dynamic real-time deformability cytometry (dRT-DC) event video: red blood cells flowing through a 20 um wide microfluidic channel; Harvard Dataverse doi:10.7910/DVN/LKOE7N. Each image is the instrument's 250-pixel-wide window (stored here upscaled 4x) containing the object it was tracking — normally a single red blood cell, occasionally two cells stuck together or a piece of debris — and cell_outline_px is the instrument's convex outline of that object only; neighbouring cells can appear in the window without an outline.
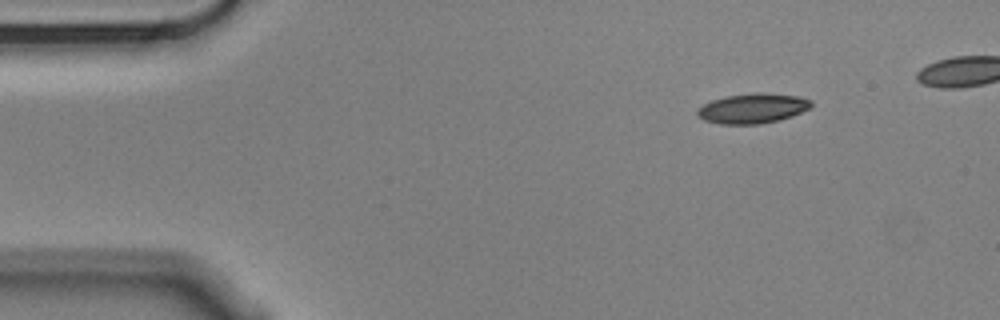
{"species": "Egyptian fruit bat (a non-hibernating species)", "species_latin": "Rousettus aegyptiacus", "temperature_condition": "cold", "stored_images_in_passage": 45, "camera_frame_rate_fps": 3000, "um_per_image_px": 0.085, "animal": {"sex": "male"}, "frame": {"image": 1, "passage_image": 1, "time_ms": 0.0, "image_size_px": [1000, 320], "cell_outline_px": [[812, 104], [808, 108], [792, 116], [780, 120], [760, 124], [720, 124], [704, 120], [696, 112], [704, 104], [712, 100], [724, 96], [796, 96], [812, 100]], "centroid_in_image_um": [63.94, 9.28], "position_along_channel_um": 21.1, "area_um2": 18.61}}
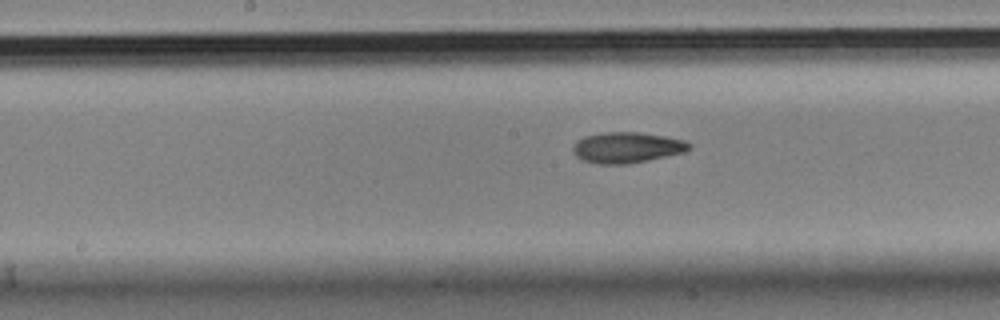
{"frame": {"image": 2, "passage_image": 22, "time_ms": 7.0, "image_size_px": [1000, 320], "cell_outline_px": [[692, 148], [684, 152], [648, 160], [628, 164], [600, 164], [580, 160], [572, 152], [572, 144], [576, 140], [584, 136], [604, 132], [636, 132], [664, 136], [684, 140], [692, 144]], "centroid_in_image_um": [53.24, 12.54], "position_along_channel_um": 195.0, "area_um2": 21.04}}
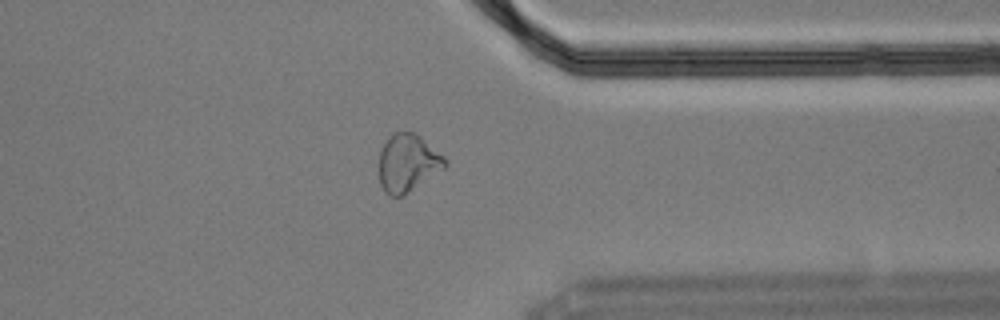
{"frame": {"image": 3, "passage_image": 38, "time_ms": 12.333, "image_size_px": [1000, 320], "cell_outline_px": [[448, 164], [444, 168], [404, 196], [388, 196], [384, 192], [380, 184], [380, 152], [388, 136], [392, 132], [416, 132], [444, 156], [448, 160]], "centroid_in_image_um": [34.67, 13.85], "position_along_channel_um": 376.7, "area_um2": 22.31}, "authors_computed_cell_mechanics": {"area_um2": 20.3456, "velocity_mm_per_s": 3.5296, "shape_relaxation_time_tau1_ms": 7.2844, "shape_relaxation_time_tau2_ms": 7.1856, "deformation_change_tau1": 0.199, "deformation_change_tau2": 0.1522}}